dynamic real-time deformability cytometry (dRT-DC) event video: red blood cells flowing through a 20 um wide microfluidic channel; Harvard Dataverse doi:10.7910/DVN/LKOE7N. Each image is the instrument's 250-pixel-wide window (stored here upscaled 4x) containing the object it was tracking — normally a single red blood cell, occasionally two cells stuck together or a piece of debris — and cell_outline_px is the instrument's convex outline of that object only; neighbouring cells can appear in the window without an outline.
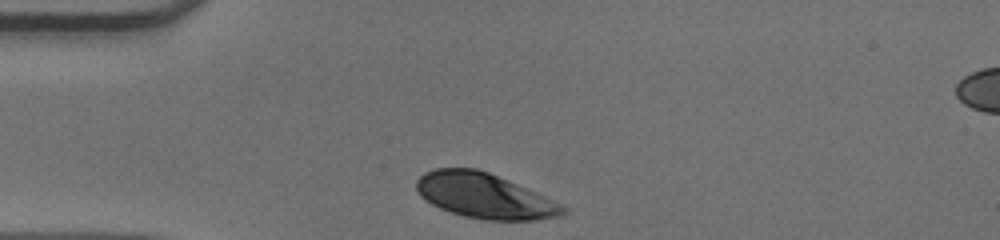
{"species": "human", "species_latin": "Homo sapiens", "temperature_condition": "warm", "stored_images_in_passage": 30, "camera_frame_rate_fps": 3000, "um_per_image_px": 0.085, "donor": {"sex": "male"}, "frame": {"image": 1, "passage_image": 1, "time_ms": 0.0, "image_size_px": [1000, 240], "cell_outline_px": [[568, 212], [560, 216], [536, 220], [484, 220], [464, 216], [440, 208], [432, 204], [420, 196], [416, 192], [416, 180], [424, 172], [436, 168], [476, 168], [488, 172], [560, 204], [568, 208]], "centroid_in_image_um": [41.13, 16.65], "position_along_channel_um": 43.9, "area_um2": 38.03}}
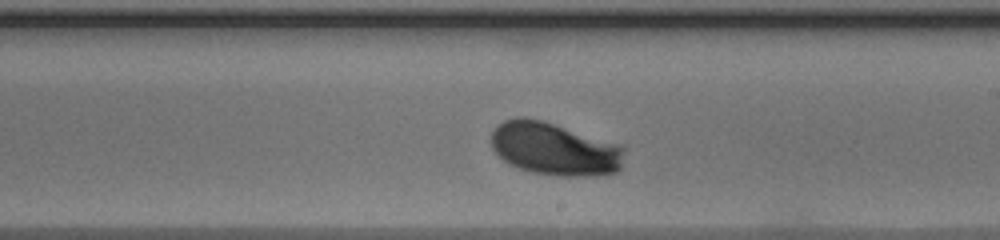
{"frame": {"image": 2, "passage_image": 18, "time_ms": 5.667, "image_size_px": [1000, 240], "cell_outline_px": [[624, 148], [620, 168], [616, 172], [600, 176], [560, 176], [532, 172], [508, 164], [492, 148], [492, 132], [496, 124], [504, 120], [516, 116], [524, 116], [544, 120], [616, 144]], "centroid_in_image_um": [47.09, 12.65], "position_along_channel_um": 241.9, "area_um2": 40.98}}
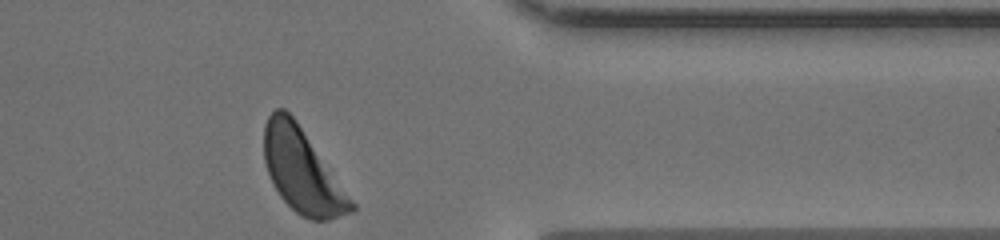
{"frame": {"image": 3, "passage_image": 30, "time_ms": 9.667, "image_size_px": [1000, 240], "cell_outline_px": [[356, 208], [352, 212], [328, 220], [312, 220], [300, 216], [280, 196], [272, 184], [264, 160], [264, 124], [268, 116], [276, 108], [284, 108], [296, 120], [356, 204]], "centroid_in_image_um": [25.67, 14.53], "position_along_channel_um": 385.7, "area_um2": 42.25}, "authors_computed_cell_mechanics": {"area_um2": 40.6334, "velocity_mm_per_s": 3.9266, "shape_relaxation_time_tau1_ms": 1.9641, "shape_relaxation_time_tau2_ms": null, "deformation_change_tau1": 0.1259, "deformation_change_tau2": null}}